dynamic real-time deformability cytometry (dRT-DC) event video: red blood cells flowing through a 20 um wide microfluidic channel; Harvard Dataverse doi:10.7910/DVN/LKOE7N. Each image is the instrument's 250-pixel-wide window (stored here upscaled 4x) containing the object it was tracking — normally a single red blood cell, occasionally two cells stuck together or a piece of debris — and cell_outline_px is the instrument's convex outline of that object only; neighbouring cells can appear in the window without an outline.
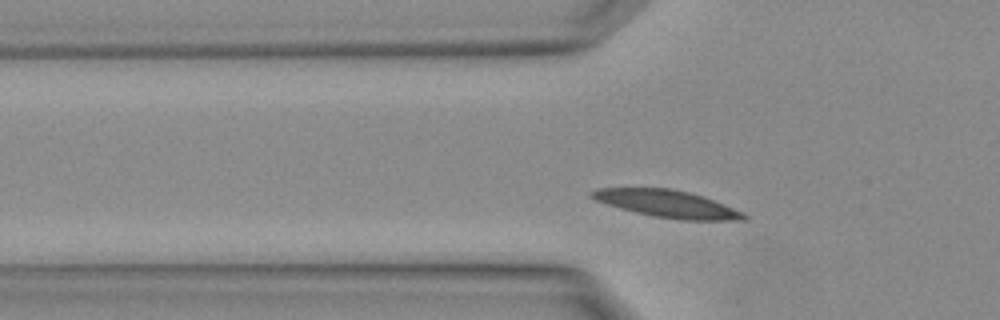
{"species": "Egyptian fruit bat (a non-hibernating species)", "species_latin": "Rousettus aegyptiacus", "temperature_condition": "warm", "stored_images_in_passage": 4, "camera_frame_rate_fps": 3000, "um_per_image_px": 0.085, "animal": {"sex": "female"}, "frame": {"image": 1, "passage_image": 4, "time_ms": 1.0, "image_size_px": [1000, 320], "cell_outline_px": [[748, 216], [744, 220], [680, 220], [652, 216], [620, 208], [596, 200], [588, 196], [588, 192], [596, 188], [672, 188], [704, 196], [744, 212]], "centroid_in_image_um": [56.71, 17.32], "position_along_channel_um": 69.1, "area_um2": 24.22}}